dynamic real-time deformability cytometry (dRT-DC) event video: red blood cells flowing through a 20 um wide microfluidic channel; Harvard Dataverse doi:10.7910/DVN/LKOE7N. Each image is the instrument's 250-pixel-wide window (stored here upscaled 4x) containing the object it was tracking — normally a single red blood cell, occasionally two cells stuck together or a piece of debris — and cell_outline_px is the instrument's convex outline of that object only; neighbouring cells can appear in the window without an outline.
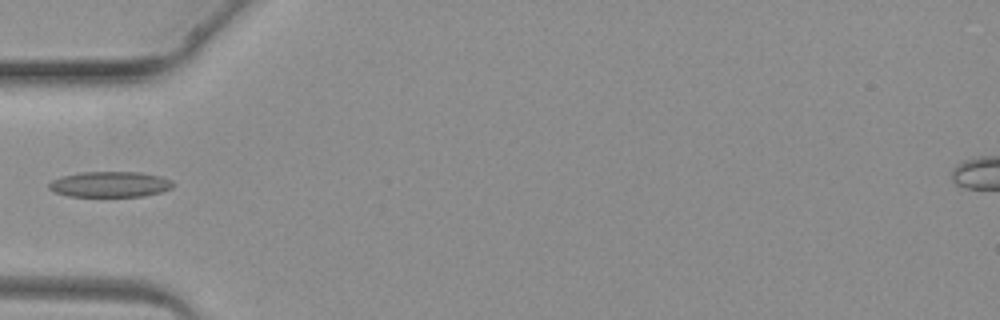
{"species": "common noctule bat (a hibernating species)", "species_latin": "Nyctalus noctula", "temperature_condition": "warm", "stored_images_in_passage": 4, "camera_frame_rate_fps": 3000, "um_per_image_px": 0.085, "animal": {"sex": "female", "body_mass_g": 19.3, "forearm_length_mm": 54.1}, "frame": {"image": 1, "passage_image": 4, "time_ms": 3.667, "image_size_px": [1000, 320], "cell_outline_px": [[176, 184], [172, 188], [160, 192], [144, 196], [68, 196], [56, 192], [48, 188], [48, 184], [52, 180], [60, 176], [80, 172], [140, 172], [160, 176], [172, 180]], "centroid_in_image_um": [9.36, 15.66], "position_along_channel_um": 75.6, "area_um2": 18.61}}